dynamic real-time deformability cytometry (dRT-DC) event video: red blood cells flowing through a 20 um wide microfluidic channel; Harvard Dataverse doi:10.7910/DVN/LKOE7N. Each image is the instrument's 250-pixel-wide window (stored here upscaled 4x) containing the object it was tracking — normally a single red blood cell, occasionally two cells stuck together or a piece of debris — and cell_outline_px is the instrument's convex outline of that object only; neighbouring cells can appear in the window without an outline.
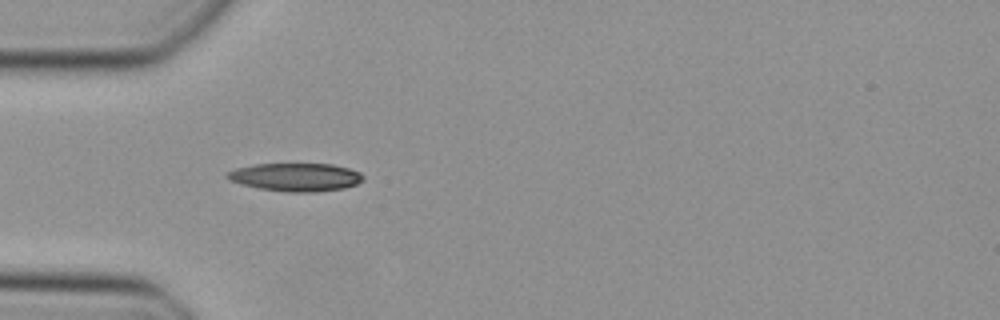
{"species": "Egyptian fruit bat (a non-hibernating species)", "species_latin": "Rousettus aegyptiacus", "temperature_condition": "cold", "stored_images_in_passage": 18, "camera_frame_rate_fps": 3000, "um_per_image_px": 0.085, "animal": {"sex": "female"}, "frame": {"image": 1, "passage_image": 1, "time_ms": 0.0, "image_size_px": [1000, 320], "cell_outline_px": [[364, 180], [356, 184], [344, 188], [316, 192], [288, 192], [260, 188], [240, 184], [224, 176], [228, 172], [236, 168], [256, 164], [332, 164], [348, 168], [360, 172], [364, 176]], "centroid_in_image_um": [25.17, 15.05], "position_along_channel_um": 59.8, "area_um2": 22.2}}
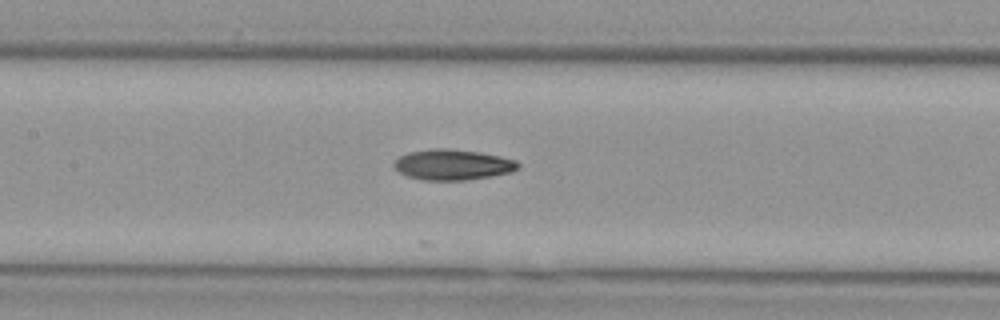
{"frame": {"image": 2, "passage_image": 9, "time_ms": 2.667, "image_size_px": [1000, 320], "cell_outline_px": [[520, 168], [512, 172], [492, 176], [468, 180], [424, 180], [408, 176], [400, 172], [392, 164], [400, 156], [408, 152], [432, 148], [448, 148], [480, 152], [500, 156], [516, 160], [520, 164]], "centroid_in_image_um": [38.52, 13.99], "position_along_channel_um": 168.9, "area_um2": 22.25}}
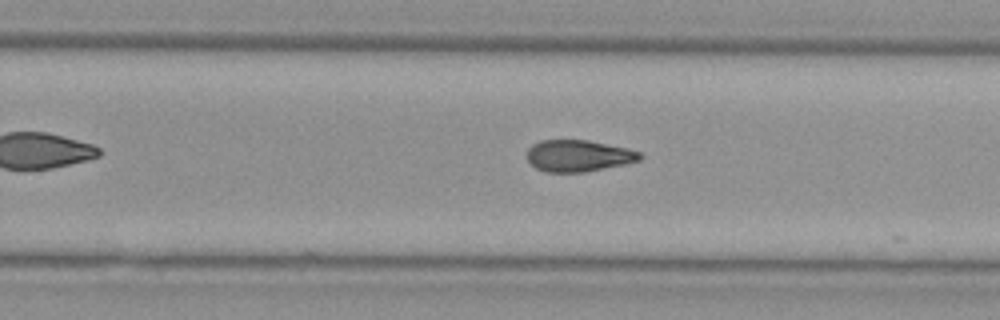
{"frame": {"image": 3, "passage_image": 17, "time_ms": 5.333, "image_size_px": [1000, 320], "cell_outline_px": [[644, 156], [640, 160], [624, 164], [584, 172], [548, 172], [536, 168], [524, 156], [528, 148], [532, 144], [540, 140], [588, 140], [628, 148], [640, 152]], "centroid_in_image_um": [49.14, 13.23], "position_along_channel_um": 280.7, "area_um2": 20.92}}